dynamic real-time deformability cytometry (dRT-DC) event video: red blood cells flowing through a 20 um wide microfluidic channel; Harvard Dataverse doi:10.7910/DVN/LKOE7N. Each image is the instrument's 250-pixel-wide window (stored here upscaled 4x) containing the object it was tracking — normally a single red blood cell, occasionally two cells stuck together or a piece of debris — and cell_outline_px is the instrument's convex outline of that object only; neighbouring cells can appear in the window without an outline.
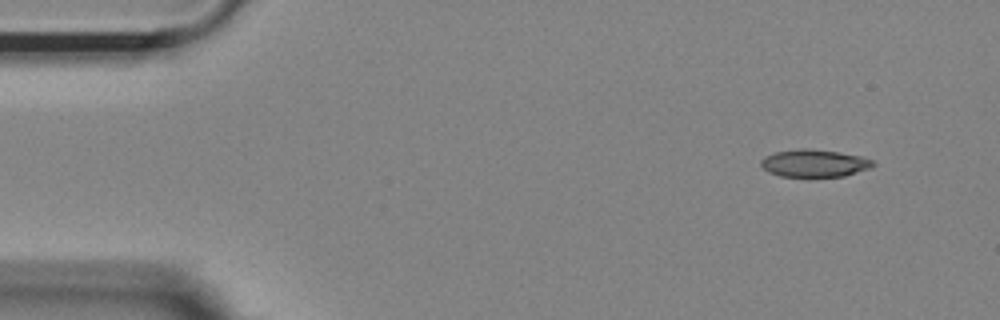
{"species": "Egyptian fruit bat (a non-hibernating species)", "species_latin": "Rousettus aegyptiacus", "temperature_condition": "room temperature", "stored_images_in_passage": 8, "camera_frame_rate_fps": 3000, "um_per_image_px": 0.085, "animal": {"sex": "female"}, "frame": {"image": 1, "passage_image": 1, "time_ms": 0.0, "image_size_px": [1000, 320], "cell_outline_px": [[876, 164], [872, 168], [844, 176], [780, 176], [768, 172], [760, 164], [760, 160], [764, 156], [776, 152], [796, 148], [808, 148], [840, 152], [864, 156], [872, 160]], "centroid_in_image_um": [69.24, 13.86], "position_along_channel_um": 15.8, "area_um2": 18.15}}